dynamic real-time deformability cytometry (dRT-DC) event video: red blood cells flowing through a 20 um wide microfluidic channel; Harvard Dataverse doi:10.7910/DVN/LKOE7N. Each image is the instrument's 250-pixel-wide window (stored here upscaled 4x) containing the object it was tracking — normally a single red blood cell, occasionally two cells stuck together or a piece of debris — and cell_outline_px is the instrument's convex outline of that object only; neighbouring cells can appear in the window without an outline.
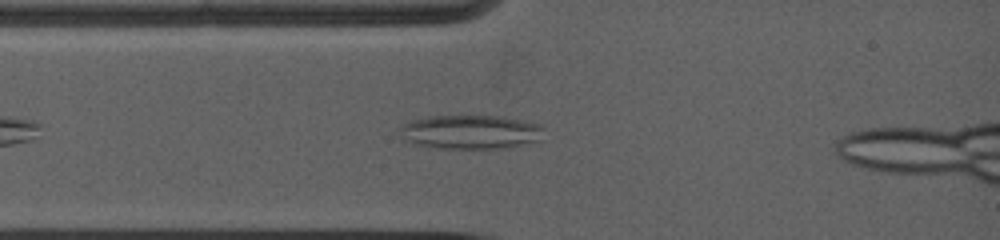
{"species": "common noctule bat (a hibernating species)", "species_latin": "Nyctalus noctula", "temperature_condition": "warm", "stored_images_in_passage": 32, "camera_frame_rate_fps": 5000, "um_per_image_px": 0.085, "animal": {"sex": "female", "body_mass_g": 19.0, "forearm_length_mm": 53.3}, "frame": {"image": 1, "passage_image": 6, "time_ms": 1.8, "image_size_px": [1000, 240], "cell_outline_px": [[544, 140], [528, 144], [504, 148], [436, 148], [416, 144], [404, 140], [396, 132], [396, 128], [412, 120], [428, 116], [500, 116], [544, 124]], "centroid_in_image_um": [40.04, 11.22], "position_along_channel_um": 45.0, "area_um2": 29.25}}
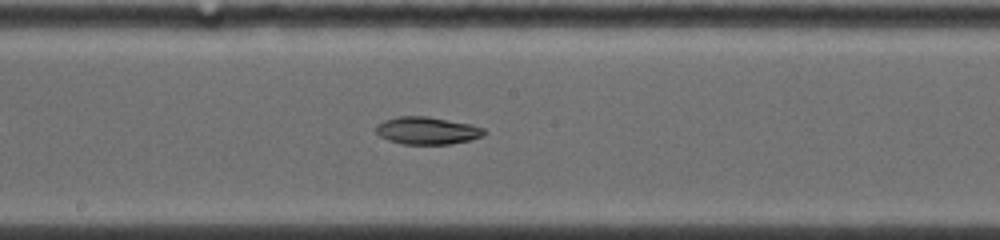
{"frame": {"image": 2, "passage_image": 17, "time_ms": 6.0, "image_size_px": [1000, 240], "cell_outline_px": [[488, 132], [484, 136], [472, 140], [452, 144], [404, 144], [388, 140], [380, 136], [376, 132], [376, 124], [384, 120], [396, 116], [428, 116], [472, 124], [484, 128]], "centroid_in_image_um": [36.35, 11.1], "position_along_channel_um": 211.8, "area_um2": 17.63}}
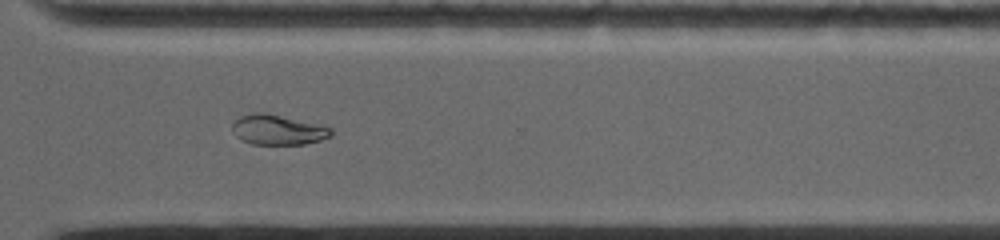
{"frame": {"image": 3, "passage_image": 27, "time_ms": 9.4, "image_size_px": [1000, 240], "cell_outline_px": [[332, 136], [320, 140], [304, 144], [252, 144], [240, 140], [236, 136], [232, 128], [232, 124], [240, 116], [252, 112], [264, 112], [332, 128]], "centroid_in_image_um": [23.58, 11.04], "position_along_channel_um": 347.0, "area_um2": 17.11}}